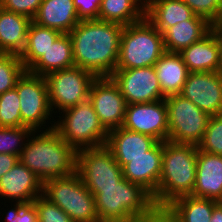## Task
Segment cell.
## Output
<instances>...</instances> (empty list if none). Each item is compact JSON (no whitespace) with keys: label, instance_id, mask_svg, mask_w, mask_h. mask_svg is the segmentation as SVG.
Masks as SVG:
<instances>
[{"label":"cell","instance_id":"obj_38","mask_svg":"<svg viewBox=\"0 0 222 222\" xmlns=\"http://www.w3.org/2000/svg\"><path fill=\"white\" fill-rule=\"evenodd\" d=\"M7 213L6 222H38L37 209L33 203L17 202Z\"/></svg>","mask_w":222,"mask_h":222},{"label":"cell","instance_id":"obj_15","mask_svg":"<svg viewBox=\"0 0 222 222\" xmlns=\"http://www.w3.org/2000/svg\"><path fill=\"white\" fill-rule=\"evenodd\" d=\"M180 95L210 115L222 113V79L216 72H189Z\"/></svg>","mask_w":222,"mask_h":222},{"label":"cell","instance_id":"obj_11","mask_svg":"<svg viewBox=\"0 0 222 222\" xmlns=\"http://www.w3.org/2000/svg\"><path fill=\"white\" fill-rule=\"evenodd\" d=\"M15 88L20 101L22 124L35 132L44 128L43 124L52 116L45 77L26 70L18 79Z\"/></svg>","mask_w":222,"mask_h":222},{"label":"cell","instance_id":"obj_14","mask_svg":"<svg viewBox=\"0 0 222 222\" xmlns=\"http://www.w3.org/2000/svg\"><path fill=\"white\" fill-rule=\"evenodd\" d=\"M122 127L155 138L158 142L168 140V117L165 99L128 104Z\"/></svg>","mask_w":222,"mask_h":222},{"label":"cell","instance_id":"obj_37","mask_svg":"<svg viewBox=\"0 0 222 222\" xmlns=\"http://www.w3.org/2000/svg\"><path fill=\"white\" fill-rule=\"evenodd\" d=\"M43 0H0V7L7 11L19 13L29 17H35Z\"/></svg>","mask_w":222,"mask_h":222},{"label":"cell","instance_id":"obj_33","mask_svg":"<svg viewBox=\"0 0 222 222\" xmlns=\"http://www.w3.org/2000/svg\"><path fill=\"white\" fill-rule=\"evenodd\" d=\"M197 147L200 151L222 156V113L211 115L203 139Z\"/></svg>","mask_w":222,"mask_h":222},{"label":"cell","instance_id":"obj_35","mask_svg":"<svg viewBox=\"0 0 222 222\" xmlns=\"http://www.w3.org/2000/svg\"><path fill=\"white\" fill-rule=\"evenodd\" d=\"M32 203L37 209L38 222H73L63 210L43 195L38 196Z\"/></svg>","mask_w":222,"mask_h":222},{"label":"cell","instance_id":"obj_34","mask_svg":"<svg viewBox=\"0 0 222 222\" xmlns=\"http://www.w3.org/2000/svg\"><path fill=\"white\" fill-rule=\"evenodd\" d=\"M195 15L206 19L214 27H222V0H183Z\"/></svg>","mask_w":222,"mask_h":222},{"label":"cell","instance_id":"obj_23","mask_svg":"<svg viewBox=\"0 0 222 222\" xmlns=\"http://www.w3.org/2000/svg\"><path fill=\"white\" fill-rule=\"evenodd\" d=\"M214 26L206 19L194 15L190 20L178 22L168 28L162 35L167 52L179 53L184 48L201 40Z\"/></svg>","mask_w":222,"mask_h":222},{"label":"cell","instance_id":"obj_12","mask_svg":"<svg viewBox=\"0 0 222 222\" xmlns=\"http://www.w3.org/2000/svg\"><path fill=\"white\" fill-rule=\"evenodd\" d=\"M110 77L118 85L127 105L166 98L162 94L154 66L116 69Z\"/></svg>","mask_w":222,"mask_h":222},{"label":"cell","instance_id":"obj_7","mask_svg":"<svg viewBox=\"0 0 222 222\" xmlns=\"http://www.w3.org/2000/svg\"><path fill=\"white\" fill-rule=\"evenodd\" d=\"M43 196L63 210L73 222H99L95 197L77 172L45 181Z\"/></svg>","mask_w":222,"mask_h":222},{"label":"cell","instance_id":"obj_39","mask_svg":"<svg viewBox=\"0 0 222 222\" xmlns=\"http://www.w3.org/2000/svg\"><path fill=\"white\" fill-rule=\"evenodd\" d=\"M81 20L98 19L102 0H73Z\"/></svg>","mask_w":222,"mask_h":222},{"label":"cell","instance_id":"obj_8","mask_svg":"<svg viewBox=\"0 0 222 222\" xmlns=\"http://www.w3.org/2000/svg\"><path fill=\"white\" fill-rule=\"evenodd\" d=\"M165 102L168 141L198 145L203 139L211 115L180 94L167 96Z\"/></svg>","mask_w":222,"mask_h":222},{"label":"cell","instance_id":"obj_20","mask_svg":"<svg viewBox=\"0 0 222 222\" xmlns=\"http://www.w3.org/2000/svg\"><path fill=\"white\" fill-rule=\"evenodd\" d=\"M220 27L179 52L189 72H216L219 64Z\"/></svg>","mask_w":222,"mask_h":222},{"label":"cell","instance_id":"obj_43","mask_svg":"<svg viewBox=\"0 0 222 222\" xmlns=\"http://www.w3.org/2000/svg\"><path fill=\"white\" fill-rule=\"evenodd\" d=\"M137 3L139 2V5H141V7L146 10L147 4H148V0H135Z\"/></svg>","mask_w":222,"mask_h":222},{"label":"cell","instance_id":"obj_30","mask_svg":"<svg viewBox=\"0 0 222 222\" xmlns=\"http://www.w3.org/2000/svg\"><path fill=\"white\" fill-rule=\"evenodd\" d=\"M25 71L19 55L0 53V94L15 88Z\"/></svg>","mask_w":222,"mask_h":222},{"label":"cell","instance_id":"obj_2","mask_svg":"<svg viewBox=\"0 0 222 222\" xmlns=\"http://www.w3.org/2000/svg\"><path fill=\"white\" fill-rule=\"evenodd\" d=\"M49 126L40 135L27 138L19 160L43 183L49 179L66 177L76 172L77 151Z\"/></svg>","mask_w":222,"mask_h":222},{"label":"cell","instance_id":"obj_6","mask_svg":"<svg viewBox=\"0 0 222 222\" xmlns=\"http://www.w3.org/2000/svg\"><path fill=\"white\" fill-rule=\"evenodd\" d=\"M62 112L65 115L55 121L54 129L76 151L106 144L108 131L101 124L89 98Z\"/></svg>","mask_w":222,"mask_h":222},{"label":"cell","instance_id":"obj_9","mask_svg":"<svg viewBox=\"0 0 222 222\" xmlns=\"http://www.w3.org/2000/svg\"><path fill=\"white\" fill-rule=\"evenodd\" d=\"M96 78L92 72L76 66L46 75L51 111L56 108L59 112L64 111L88 99Z\"/></svg>","mask_w":222,"mask_h":222},{"label":"cell","instance_id":"obj_16","mask_svg":"<svg viewBox=\"0 0 222 222\" xmlns=\"http://www.w3.org/2000/svg\"><path fill=\"white\" fill-rule=\"evenodd\" d=\"M0 195L7 200L29 204L43 195V182L19 160L0 178Z\"/></svg>","mask_w":222,"mask_h":222},{"label":"cell","instance_id":"obj_40","mask_svg":"<svg viewBox=\"0 0 222 222\" xmlns=\"http://www.w3.org/2000/svg\"><path fill=\"white\" fill-rule=\"evenodd\" d=\"M19 161V156L0 153V178Z\"/></svg>","mask_w":222,"mask_h":222},{"label":"cell","instance_id":"obj_31","mask_svg":"<svg viewBox=\"0 0 222 222\" xmlns=\"http://www.w3.org/2000/svg\"><path fill=\"white\" fill-rule=\"evenodd\" d=\"M31 136L33 131L29 127H0V153L20 157L26 143L25 138Z\"/></svg>","mask_w":222,"mask_h":222},{"label":"cell","instance_id":"obj_13","mask_svg":"<svg viewBox=\"0 0 222 222\" xmlns=\"http://www.w3.org/2000/svg\"><path fill=\"white\" fill-rule=\"evenodd\" d=\"M89 99L108 132L123 125L127 103L111 77H97L91 84Z\"/></svg>","mask_w":222,"mask_h":222},{"label":"cell","instance_id":"obj_18","mask_svg":"<svg viewBox=\"0 0 222 222\" xmlns=\"http://www.w3.org/2000/svg\"><path fill=\"white\" fill-rule=\"evenodd\" d=\"M196 182L192 196L222 202V156L197 153Z\"/></svg>","mask_w":222,"mask_h":222},{"label":"cell","instance_id":"obj_22","mask_svg":"<svg viewBox=\"0 0 222 222\" xmlns=\"http://www.w3.org/2000/svg\"><path fill=\"white\" fill-rule=\"evenodd\" d=\"M32 20L0 7V53L21 55L26 47L27 31Z\"/></svg>","mask_w":222,"mask_h":222},{"label":"cell","instance_id":"obj_42","mask_svg":"<svg viewBox=\"0 0 222 222\" xmlns=\"http://www.w3.org/2000/svg\"><path fill=\"white\" fill-rule=\"evenodd\" d=\"M216 73L222 79V27H220V52H219V64Z\"/></svg>","mask_w":222,"mask_h":222},{"label":"cell","instance_id":"obj_32","mask_svg":"<svg viewBox=\"0 0 222 222\" xmlns=\"http://www.w3.org/2000/svg\"><path fill=\"white\" fill-rule=\"evenodd\" d=\"M17 89L0 94V127H23Z\"/></svg>","mask_w":222,"mask_h":222},{"label":"cell","instance_id":"obj_26","mask_svg":"<svg viewBox=\"0 0 222 222\" xmlns=\"http://www.w3.org/2000/svg\"><path fill=\"white\" fill-rule=\"evenodd\" d=\"M162 94H180L189 74L182 57L176 52H165L154 64Z\"/></svg>","mask_w":222,"mask_h":222},{"label":"cell","instance_id":"obj_10","mask_svg":"<svg viewBox=\"0 0 222 222\" xmlns=\"http://www.w3.org/2000/svg\"><path fill=\"white\" fill-rule=\"evenodd\" d=\"M76 172L90 192L113 187L123 178L121 166L105 145L78 150Z\"/></svg>","mask_w":222,"mask_h":222},{"label":"cell","instance_id":"obj_4","mask_svg":"<svg viewBox=\"0 0 222 222\" xmlns=\"http://www.w3.org/2000/svg\"><path fill=\"white\" fill-rule=\"evenodd\" d=\"M165 52L162 33L144 17L124 26L116 69L154 66Z\"/></svg>","mask_w":222,"mask_h":222},{"label":"cell","instance_id":"obj_29","mask_svg":"<svg viewBox=\"0 0 222 222\" xmlns=\"http://www.w3.org/2000/svg\"><path fill=\"white\" fill-rule=\"evenodd\" d=\"M145 17V10L135 0H102L98 19L124 26Z\"/></svg>","mask_w":222,"mask_h":222},{"label":"cell","instance_id":"obj_21","mask_svg":"<svg viewBox=\"0 0 222 222\" xmlns=\"http://www.w3.org/2000/svg\"><path fill=\"white\" fill-rule=\"evenodd\" d=\"M32 21L61 33H69L81 19L73 0H43Z\"/></svg>","mask_w":222,"mask_h":222},{"label":"cell","instance_id":"obj_1","mask_svg":"<svg viewBox=\"0 0 222 222\" xmlns=\"http://www.w3.org/2000/svg\"><path fill=\"white\" fill-rule=\"evenodd\" d=\"M123 28L115 22L81 20L69 32L75 66L96 77H110L116 70Z\"/></svg>","mask_w":222,"mask_h":222},{"label":"cell","instance_id":"obj_19","mask_svg":"<svg viewBox=\"0 0 222 222\" xmlns=\"http://www.w3.org/2000/svg\"><path fill=\"white\" fill-rule=\"evenodd\" d=\"M157 142L151 136L134 132L121 126L108 132L105 146L123 168L127 164V159L146 155V152Z\"/></svg>","mask_w":222,"mask_h":222},{"label":"cell","instance_id":"obj_17","mask_svg":"<svg viewBox=\"0 0 222 222\" xmlns=\"http://www.w3.org/2000/svg\"><path fill=\"white\" fill-rule=\"evenodd\" d=\"M163 142H157L146 155L127 159L123 177L141 185L152 196L156 193L162 170Z\"/></svg>","mask_w":222,"mask_h":222},{"label":"cell","instance_id":"obj_3","mask_svg":"<svg viewBox=\"0 0 222 222\" xmlns=\"http://www.w3.org/2000/svg\"><path fill=\"white\" fill-rule=\"evenodd\" d=\"M198 147L194 144L163 142L162 170L154 203L170 204L191 195L196 182Z\"/></svg>","mask_w":222,"mask_h":222},{"label":"cell","instance_id":"obj_5","mask_svg":"<svg viewBox=\"0 0 222 222\" xmlns=\"http://www.w3.org/2000/svg\"><path fill=\"white\" fill-rule=\"evenodd\" d=\"M91 193L95 197L99 222H128L154 203L147 190L124 177L113 187Z\"/></svg>","mask_w":222,"mask_h":222},{"label":"cell","instance_id":"obj_28","mask_svg":"<svg viewBox=\"0 0 222 222\" xmlns=\"http://www.w3.org/2000/svg\"><path fill=\"white\" fill-rule=\"evenodd\" d=\"M218 201L199 198L192 195L179 197L172 201V208L177 222H210L213 208Z\"/></svg>","mask_w":222,"mask_h":222},{"label":"cell","instance_id":"obj_25","mask_svg":"<svg viewBox=\"0 0 222 222\" xmlns=\"http://www.w3.org/2000/svg\"><path fill=\"white\" fill-rule=\"evenodd\" d=\"M74 66L71 37L69 33H62L28 71L45 77L49 73Z\"/></svg>","mask_w":222,"mask_h":222},{"label":"cell","instance_id":"obj_24","mask_svg":"<svg viewBox=\"0 0 222 222\" xmlns=\"http://www.w3.org/2000/svg\"><path fill=\"white\" fill-rule=\"evenodd\" d=\"M192 9L183 0H148L145 18L162 34L178 22L190 20Z\"/></svg>","mask_w":222,"mask_h":222},{"label":"cell","instance_id":"obj_36","mask_svg":"<svg viewBox=\"0 0 222 222\" xmlns=\"http://www.w3.org/2000/svg\"><path fill=\"white\" fill-rule=\"evenodd\" d=\"M128 222H177L168 204L153 203L146 211L134 215Z\"/></svg>","mask_w":222,"mask_h":222},{"label":"cell","instance_id":"obj_27","mask_svg":"<svg viewBox=\"0 0 222 222\" xmlns=\"http://www.w3.org/2000/svg\"><path fill=\"white\" fill-rule=\"evenodd\" d=\"M61 34L58 30L40 26L32 21L27 31L26 47L20 55L24 68L28 70Z\"/></svg>","mask_w":222,"mask_h":222},{"label":"cell","instance_id":"obj_41","mask_svg":"<svg viewBox=\"0 0 222 222\" xmlns=\"http://www.w3.org/2000/svg\"><path fill=\"white\" fill-rule=\"evenodd\" d=\"M210 222H222V202L214 206Z\"/></svg>","mask_w":222,"mask_h":222}]
</instances>
